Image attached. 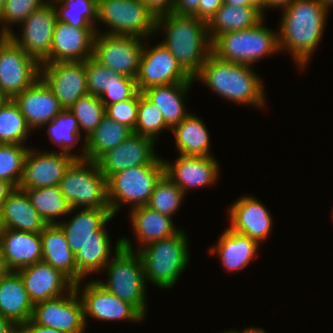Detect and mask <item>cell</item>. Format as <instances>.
<instances>
[{
    "label": "cell",
    "instance_id": "1",
    "mask_svg": "<svg viewBox=\"0 0 333 333\" xmlns=\"http://www.w3.org/2000/svg\"><path fill=\"white\" fill-rule=\"evenodd\" d=\"M282 11L280 51H289L295 65L305 69L322 39L329 12L319 0H295Z\"/></svg>",
    "mask_w": 333,
    "mask_h": 333
},
{
    "label": "cell",
    "instance_id": "2",
    "mask_svg": "<svg viewBox=\"0 0 333 333\" xmlns=\"http://www.w3.org/2000/svg\"><path fill=\"white\" fill-rule=\"evenodd\" d=\"M163 29L165 45L181 68L194 79L212 53L206 21L194 15L167 12L157 16L156 31ZM166 31V32H165Z\"/></svg>",
    "mask_w": 333,
    "mask_h": 333
},
{
    "label": "cell",
    "instance_id": "3",
    "mask_svg": "<svg viewBox=\"0 0 333 333\" xmlns=\"http://www.w3.org/2000/svg\"><path fill=\"white\" fill-rule=\"evenodd\" d=\"M251 67L221 60L211 53L194 79L204 82L227 101L264 108L266 96L263 82Z\"/></svg>",
    "mask_w": 333,
    "mask_h": 333
},
{
    "label": "cell",
    "instance_id": "4",
    "mask_svg": "<svg viewBox=\"0 0 333 333\" xmlns=\"http://www.w3.org/2000/svg\"><path fill=\"white\" fill-rule=\"evenodd\" d=\"M121 238L122 248L104 268L107 281H97L111 294L131 304L145 318L148 309L143 262L138 252L133 250L131 240Z\"/></svg>",
    "mask_w": 333,
    "mask_h": 333
},
{
    "label": "cell",
    "instance_id": "5",
    "mask_svg": "<svg viewBox=\"0 0 333 333\" xmlns=\"http://www.w3.org/2000/svg\"><path fill=\"white\" fill-rule=\"evenodd\" d=\"M186 231L156 242H152L138 250L146 282L150 281L159 288L169 289L186 270L189 264L188 237Z\"/></svg>",
    "mask_w": 333,
    "mask_h": 333
},
{
    "label": "cell",
    "instance_id": "6",
    "mask_svg": "<svg viewBox=\"0 0 333 333\" xmlns=\"http://www.w3.org/2000/svg\"><path fill=\"white\" fill-rule=\"evenodd\" d=\"M265 21L263 18L254 27L218 35L212 40V54L224 61L253 65L280 52L278 31L265 27Z\"/></svg>",
    "mask_w": 333,
    "mask_h": 333
},
{
    "label": "cell",
    "instance_id": "7",
    "mask_svg": "<svg viewBox=\"0 0 333 333\" xmlns=\"http://www.w3.org/2000/svg\"><path fill=\"white\" fill-rule=\"evenodd\" d=\"M71 208L110 209L107 179L97 162L75 159L59 184Z\"/></svg>",
    "mask_w": 333,
    "mask_h": 333
},
{
    "label": "cell",
    "instance_id": "8",
    "mask_svg": "<svg viewBox=\"0 0 333 333\" xmlns=\"http://www.w3.org/2000/svg\"><path fill=\"white\" fill-rule=\"evenodd\" d=\"M163 174L164 163L161 159L156 165L130 167L111 175L107 179V187L113 216L126 204L131 205V209L147 205L155 184Z\"/></svg>",
    "mask_w": 333,
    "mask_h": 333
},
{
    "label": "cell",
    "instance_id": "9",
    "mask_svg": "<svg viewBox=\"0 0 333 333\" xmlns=\"http://www.w3.org/2000/svg\"><path fill=\"white\" fill-rule=\"evenodd\" d=\"M97 6V22L109 26L105 34L148 39L157 33V16L142 0H97Z\"/></svg>",
    "mask_w": 333,
    "mask_h": 333
},
{
    "label": "cell",
    "instance_id": "10",
    "mask_svg": "<svg viewBox=\"0 0 333 333\" xmlns=\"http://www.w3.org/2000/svg\"><path fill=\"white\" fill-rule=\"evenodd\" d=\"M40 69L41 64L9 36H0V91L8 99L32 86L40 78Z\"/></svg>",
    "mask_w": 333,
    "mask_h": 333
},
{
    "label": "cell",
    "instance_id": "11",
    "mask_svg": "<svg viewBox=\"0 0 333 333\" xmlns=\"http://www.w3.org/2000/svg\"><path fill=\"white\" fill-rule=\"evenodd\" d=\"M145 39L131 35L105 34L97 31L93 57L118 74L136 78Z\"/></svg>",
    "mask_w": 333,
    "mask_h": 333
},
{
    "label": "cell",
    "instance_id": "12",
    "mask_svg": "<svg viewBox=\"0 0 333 333\" xmlns=\"http://www.w3.org/2000/svg\"><path fill=\"white\" fill-rule=\"evenodd\" d=\"M145 39L139 62V69L135 78L139 92L152 86L169 85L173 83H194L178 64L176 58L161 42L148 48Z\"/></svg>",
    "mask_w": 333,
    "mask_h": 333
},
{
    "label": "cell",
    "instance_id": "13",
    "mask_svg": "<svg viewBox=\"0 0 333 333\" xmlns=\"http://www.w3.org/2000/svg\"><path fill=\"white\" fill-rule=\"evenodd\" d=\"M65 295L36 303L31 320L64 333H85L84 308L78 292L73 287Z\"/></svg>",
    "mask_w": 333,
    "mask_h": 333
},
{
    "label": "cell",
    "instance_id": "14",
    "mask_svg": "<svg viewBox=\"0 0 333 333\" xmlns=\"http://www.w3.org/2000/svg\"><path fill=\"white\" fill-rule=\"evenodd\" d=\"M88 282L83 285L82 291L81 282L74 284L83 303L86 325L87 316L108 322L123 320L139 323L144 320V317L131 304L111 294L97 280Z\"/></svg>",
    "mask_w": 333,
    "mask_h": 333
},
{
    "label": "cell",
    "instance_id": "15",
    "mask_svg": "<svg viewBox=\"0 0 333 333\" xmlns=\"http://www.w3.org/2000/svg\"><path fill=\"white\" fill-rule=\"evenodd\" d=\"M56 21V9L53 2L48 0L20 24L22 26L20 37H18L19 35H16L14 31L9 37L19 45L26 54L34 57L42 64L48 58L51 50Z\"/></svg>",
    "mask_w": 333,
    "mask_h": 333
},
{
    "label": "cell",
    "instance_id": "16",
    "mask_svg": "<svg viewBox=\"0 0 333 333\" xmlns=\"http://www.w3.org/2000/svg\"><path fill=\"white\" fill-rule=\"evenodd\" d=\"M40 78L47 84L64 109L88 94L85 61L42 63Z\"/></svg>",
    "mask_w": 333,
    "mask_h": 333
},
{
    "label": "cell",
    "instance_id": "17",
    "mask_svg": "<svg viewBox=\"0 0 333 333\" xmlns=\"http://www.w3.org/2000/svg\"><path fill=\"white\" fill-rule=\"evenodd\" d=\"M36 151L32 147L27 151L18 185L21 190L59 185L66 169L76 159L60 151Z\"/></svg>",
    "mask_w": 333,
    "mask_h": 333
},
{
    "label": "cell",
    "instance_id": "18",
    "mask_svg": "<svg viewBox=\"0 0 333 333\" xmlns=\"http://www.w3.org/2000/svg\"><path fill=\"white\" fill-rule=\"evenodd\" d=\"M155 144L153 139L133 133L121 144L103 154L96 162L106 179L130 167L156 165L162 157L154 153Z\"/></svg>",
    "mask_w": 333,
    "mask_h": 333
},
{
    "label": "cell",
    "instance_id": "19",
    "mask_svg": "<svg viewBox=\"0 0 333 333\" xmlns=\"http://www.w3.org/2000/svg\"><path fill=\"white\" fill-rule=\"evenodd\" d=\"M110 209H85L58 226L63 230L71 251L76 255L88 242H111L106 225L113 219Z\"/></svg>",
    "mask_w": 333,
    "mask_h": 333
},
{
    "label": "cell",
    "instance_id": "20",
    "mask_svg": "<svg viewBox=\"0 0 333 333\" xmlns=\"http://www.w3.org/2000/svg\"><path fill=\"white\" fill-rule=\"evenodd\" d=\"M164 174L186 195L191 188L213 185L219 176V163L213 156L199 157L180 154L174 161L164 160Z\"/></svg>",
    "mask_w": 333,
    "mask_h": 333
},
{
    "label": "cell",
    "instance_id": "21",
    "mask_svg": "<svg viewBox=\"0 0 333 333\" xmlns=\"http://www.w3.org/2000/svg\"><path fill=\"white\" fill-rule=\"evenodd\" d=\"M95 28H77L56 21L51 50L43 63L85 61L93 56Z\"/></svg>",
    "mask_w": 333,
    "mask_h": 333
},
{
    "label": "cell",
    "instance_id": "22",
    "mask_svg": "<svg viewBox=\"0 0 333 333\" xmlns=\"http://www.w3.org/2000/svg\"><path fill=\"white\" fill-rule=\"evenodd\" d=\"M16 272L20 275L34 305L60 297L74 287V283L66 275L43 260Z\"/></svg>",
    "mask_w": 333,
    "mask_h": 333
},
{
    "label": "cell",
    "instance_id": "23",
    "mask_svg": "<svg viewBox=\"0 0 333 333\" xmlns=\"http://www.w3.org/2000/svg\"><path fill=\"white\" fill-rule=\"evenodd\" d=\"M41 234L2 228L0 258L5 271H17L42 261Z\"/></svg>",
    "mask_w": 333,
    "mask_h": 333
},
{
    "label": "cell",
    "instance_id": "24",
    "mask_svg": "<svg viewBox=\"0 0 333 333\" xmlns=\"http://www.w3.org/2000/svg\"><path fill=\"white\" fill-rule=\"evenodd\" d=\"M232 231L248 236L259 244L272 232V215L264 204L252 196L239 197L228 212Z\"/></svg>",
    "mask_w": 333,
    "mask_h": 333
},
{
    "label": "cell",
    "instance_id": "25",
    "mask_svg": "<svg viewBox=\"0 0 333 333\" xmlns=\"http://www.w3.org/2000/svg\"><path fill=\"white\" fill-rule=\"evenodd\" d=\"M31 130L45 127L64 108L47 84L39 78L32 86L13 98Z\"/></svg>",
    "mask_w": 333,
    "mask_h": 333
},
{
    "label": "cell",
    "instance_id": "26",
    "mask_svg": "<svg viewBox=\"0 0 333 333\" xmlns=\"http://www.w3.org/2000/svg\"><path fill=\"white\" fill-rule=\"evenodd\" d=\"M34 304L16 271H5L0 276V314L17 327L31 319Z\"/></svg>",
    "mask_w": 333,
    "mask_h": 333
},
{
    "label": "cell",
    "instance_id": "27",
    "mask_svg": "<svg viewBox=\"0 0 333 333\" xmlns=\"http://www.w3.org/2000/svg\"><path fill=\"white\" fill-rule=\"evenodd\" d=\"M2 228L41 233L48 225L34 209L24 190L15 188L0 208Z\"/></svg>",
    "mask_w": 333,
    "mask_h": 333
},
{
    "label": "cell",
    "instance_id": "28",
    "mask_svg": "<svg viewBox=\"0 0 333 333\" xmlns=\"http://www.w3.org/2000/svg\"><path fill=\"white\" fill-rule=\"evenodd\" d=\"M217 241L209 252L218 255L223 268L228 272L246 268L258 256L259 243L256 240L229 228L223 231Z\"/></svg>",
    "mask_w": 333,
    "mask_h": 333
},
{
    "label": "cell",
    "instance_id": "29",
    "mask_svg": "<svg viewBox=\"0 0 333 333\" xmlns=\"http://www.w3.org/2000/svg\"><path fill=\"white\" fill-rule=\"evenodd\" d=\"M132 230L139 249L144 246L177 234L181 229L174 226L170 216L152 210L148 206H138L130 210Z\"/></svg>",
    "mask_w": 333,
    "mask_h": 333
},
{
    "label": "cell",
    "instance_id": "30",
    "mask_svg": "<svg viewBox=\"0 0 333 333\" xmlns=\"http://www.w3.org/2000/svg\"><path fill=\"white\" fill-rule=\"evenodd\" d=\"M193 83H173L152 86L142 94L161 111L165 123L172 129L189 114L185 108V96Z\"/></svg>",
    "mask_w": 333,
    "mask_h": 333
},
{
    "label": "cell",
    "instance_id": "31",
    "mask_svg": "<svg viewBox=\"0 0 333 333\" xmlns=\"http://www.w3.org/2000/svg\"><path fill=\"white\" fill-rule=\"evenodd\" d=\"M42 260L77 283V264L65 233L58 225H48L41 233Z\"/></svg>",
    "mask_w": 333,
    "mask_h": 333
},
{
    "label": "cell",
    "instance_id": "32",
    "mask_svg": "<svg viewBox=\"0 0 333 333\" xmlns=\"http://www.w3.org/2000/svg\"><path fill=\"white\" fill-rule=\"evenodd\" d=\"M171 131L175 135L176 148L180 154L199 157L212 156L210 154V135L199 116L189 113Z\"/></svg>",
    "mask_w": 333,
    "mask_h": 333
},
{
    "label": "cell",
    "instance_id": "33",
    "mask_svg": "<svg viewBox=\"0 0 333 333\" xmlns=\"http://www.w3.org/2000/svg\"><path fill=\"white\" fill-rule=\"evenodd\" d=\"M254 6L223 3L207 23L210 40L226 32L240 31L257 25L264 17Z\"/></svg>",
    "mask_w": 333,
    "mask_h": 333
},
{
    "label": "cell",
    "instance_id": "34",
    "mask_svg": "<svg viewBox=\"0 0 333 333\" xmlns=\"http://www.w3.org/2000/svg\"><path fill=\"white\" fill-rule=\"evenodd\" d=\"M133 133L128 126L105 115L85 141V159L96 162L103 154L121 144Z\"/></svg>",
    "mask_w": 333,
    "mask_h": 333
},
{
    "label": "cell",
    "instance_id": "35",
    "mask_svg": "<svg viewBox=\"0 0 333 333\" xmlns=\"http://www.w3.org/2000/svg\"><path fill=\"white\" fill-rule=\"evenodd\" d=\"M32 206L47 225H58L56 218L70 215L76 208H71L61 192L60 186H47L36 189H25ZM57 220V221H56Z\"/></svg>",
    "mask_w": 333,
    "mask_h": 333
},
{
    "label": "cell",
    "instance_id": "36",
    "mask_svg": "<svg viewBox=\"0 0 333 333\" xmlns=\"http://www.w3.org/2000/svg\"><path fill=\"white\" fill-rule=\"evenodd\" d=\"M111 242H88L75 255L77 264V283L90 274L104 270L108 262L122 248V238L116 241L114 255H111ZM111 256V257H110Z\"/></svg>",
    "mask_w": 333,
    "mask_h": 333
},
{
    "label": "cell",
    "instance_id": "37",
    "mask_svg": "<svg viewBox=\"0 0 333 333\" xmlns=\"http://www.w3.org/2000/svg\"><path fill=\"white\" fill-rule=\"evenodd\" d=\"M57 21L77 28H95L97 33V0H51ZM96 26V27H95Z\"/></svg>",
    "mask_w": 333,
    "mask_h": 333
},
{
    "label": "cell",
    "instance_id": "38",
    "mask_svg": "<svg viewBox=\"0 0 333 333\" xmlns=\"http://www.w3.org/2000/svg\"><path fill=\"white\" fill-rule=\"evenodd\" d=\"M68 110L78 120L80 133L85 132L83 149L78 154V159H85V141L106 115L105 106L98 96L86 94L80 97Z\"/></svg>",
    "mask_w": 333,
    "mask_h": 333
},
{
    "label": "cell",
    "instance_id": "39",
    "mask_svg": "<svg viewBox=\"0 0 333 333\" xmlns=\"http://www.w3.org/2000/svg\"><path fill=\"white\" fill-rule=\"evenodd\" d=\"M31 131L17 104L8 99L0 108V144L25 145Z\"/></svg>",
    "mask_w": 333,
    "mask_h": 333
},
{
    "label": "cell",
    "instance_id": "40",
    "mask_svg": "<svg viewBox=\"0 0 333 333\" xmlns=\"http://www.w3.org/2000/svg\"><path fill=\"white\" fill-rule=\"evenodd\" d=\"M46 125L48 126L49 139L54 145L60 147V152L70 154L78 159V154H73L71 151L78 144L82 135L75 116L68 109H64Z\"/></svg>",
    "mask_w": 333,
    "mask_h": 333
},
{
    "label": "cell",
    "instance_id": "41",
    "mask_svg": "<svg viewBox=\"0 0 333 333\" xmlns=\"http://www.w3.org/2000/svg\"><path fill=\"white\" fill-rule=\"evenodd\" d=\"M185 194L167 175L163 174L155 184L146 206L172 218L179 210Z\"/></svg>",
    "mask_w": 333,
    "mask_h": 333
},
{
    "label": "cell",
    "instance_id": "42",
    "mask_svg": "<svg viewBox=\"0 0 333 333\" xmlns=\"http://www.w3.org/2000/svg\"><path fill=\"white\" fill-rule=\"evenodd\" d=\"M171 128L165 123L161 111L139 92V107L134 133L153 139L155 142L159 134Z\"/></svg>",
    "mask_w": 333,
    "mask_h": 333
},
{
    "label": "cell",
    "instance_id": "43",
    "mask_svg": "<svg viewBox=\"0 0 333 333\" xmlns=\"http://www.w3.org/2000/svg\"><path fill=\"white\" fill-rule=\"evenodd\" d=\"M29 148L20 144H0V179L18 187Z\"/></svg>",
    "mask_w": 333,
    "mask_h": 333
},
{
    "label": "cell",
    "instance_id": "44",
    "mask_svg": "<svg viewBox=\"0 0 333 333\" xmlns=\"http://www.w3.org/2000/svg\"><path fill=\"white\" fill-rule=\"evenodd\" d=\"M48 0H5L0 18V36H9L13 32V24H21Z\"/></svg>",
    "mask_w": 333,
    "mask_h": 333
},
{
    "label": "cell",
    "instance_id": "45",
    "mask_svg": "<svg viewBox=\"0 0 333 333\" xmlns=\"http://www.w3.org/2000/svg\"><path fill=\"white\" fill-rule=\"evenodd\" d=\"M88 94L100 96L113 83L117 74L99 63L93 56L85 60Z\"/></svg>",
    "mask_w": 333,
    "mask_h": 333
},
{
    "label": "cell",
    "instance_id": "46",
    "mask_svg": "<svg viewBox=\"0 0 333 333\" xmlns=\"http://www.w3.org/2000/svg\"><path fill=\"white\" fill-rule=\"evenodd\" d=\"M139 107V91L129 100L115 102L105 107V114L112 120L126 125L133 131L136 127Z\"/></svg>",
    "mask_w": 333,
    "mask_h": 333
},
{
    "label": "cell",
    "instance_id": "47",
    "mask_svg": "<svg viewBox=\"0 0 333 333\" xmlns=\"http://www.w3.org/2000/svg\"><path fill=\"white\" fill-rule=\"evenodd\" d=\"M138 92L134 78L116 74L113 83L104 91L99 98L106 107L115 102L131 99Z\"/></svg>",
    "mask_w": 333,
    "mask_h": 333
},
{
    "label": "cell",
    "instance_id": "48",
    "mask_svg": "<svg viewBox=\"0 0 333 333\" xmlns=\"http://www.w3.org/2000/svg\"><path fill=\"white\" fill-rule=\"evenodd\" d=\"M222 4L223 0H200L198 19L208 23Z\"/></svg>",
    "mask_w": 333,
    "mask_h": 333
},
{
    "label": "cell",
    "instance_id": "49",
    "mask_svg": "<svg viewBox=\"0 0 333 333\" xmlns=\"http://www.w3.org/2000/svg\"><path fill=\"white\" fill-rule=\"evenodd\" d=\"M200 0H175L172 12L180 15H194L198 18Z\"/></svg>",
    "mask_w": 333,
    "mask_h": 333
},
{
    "label": "cell",
    "instance_id": "50",
    "mask_svg": "<svg viewBox=\"0 0 333 333\" xmlns=\"http://www.w3.org/2000/svg\"><path fill=\"white\" fill-rule=\"evenodd\" d=\"M156 15L172 12L175 0H142Z\"/></svg>",
    "mask_w": 333,
    "mask_h": 333
},
{
    "label": "cell",
    "instance_id": "51",
    "mask_svg": "<svg viewBox=\"0 0 333 333\" xmlns=\"http://www.w3.org/2000/svg\"><path fill=\"white\" fill-rule=\"evenodd\" d=\"M17 333H64L53 328L43 327L31 319L17 327Z\"/></svg>",
    "mask_w": 333,
    "mask_h": 333
},
{
    "label": "cell",
    "instance_id": "52",
    "mask_svg": "<svg viewBox=\"0 0 333 333\" xmlns=\"http://www.w3.org/2000/svg\"><path fill=\"white\" fill-rule=\"evenodd\" d=\"M14 189L15 187L10 182L0 179V208Z\"/></svg>",
    "mask_w": 333,
    "mask_h": 333
},
{
    "label": "cell",
    "instance_id": "53",
    "mask_svg": "<svg viewBox=\"0 0 333 333\" xmlns=\"http://www.w3.org/2000/svg\"><path fill=\"white\" fill-rule=\"evenodd\" d=\"M0 333H17V326L0 314Z\"/></svg>",
    "mask_w": 333,
    "mask_h": 333
},
{
    "label": "cell",
    "instance_id": "54",
    "mask_svg": "<svg viewBox=\"0 0 333 333\" xmlns=\"http://www.w3.org/2000/svg\"><path fill=\"white\" fill-rule=\"evenodd\" d=\"M295 0H266V9L269 8H286L291 5Z\"/></svg>",
    "mask_w": 333,
    "mask_h": 333
},
{
    "label": "cell",
    "instance_id": "55",
    "mask_svg": "<svg viewBox=\"0 0 333 333\" xmlns=\"http://www.w3.org/2000/svg\"><path fill=\"white\" fill-rule=\"evenodd\" d=\"M249 3L254 6L257 10H259L263 15L266 10V0H248Z\"/></svg>",
    "mask_w": 333,
    "mask_h": 333
},
{
    "label": "cell",
    "instance_id": "56",
    "mask_svg": "<svg viewBox=\"0 0 333 333\" xmlns=\"http://www.w3.org/2000/svg\"><path fill=\"white\" fill-rule=\"evenodd\" d=\"M223 3L234 6H252L248 0H223Z\"/></svg>",
    "mask_w": 333,
    "mask_h": 333
},
{
    "label": "cell",
    "instance_id": "57",
    "mask_svg": "<svg viewBox=\"0 0 333 333\" xmlns=\"http://www.w3.org/2000/svg\"><path fill=\"white\" fill-rule=\"evenodd\" d=\"M244 333H266V331L259 327L257 328L250 327V328H245Z\"/></svg>",
    "mask_w": 333,
    "mask_h": 333
},
{
    "label": "cell",
    "instance_id": "58",
    "mask_svg": "<svg viewBox=\"0 0 333 333\" xmlns=\"http://www.w3.org/2000/svg\"><path fill=\"white\" fill-rule=\"evenodd\" d=\"M321 4L326 8V10H330L331 6L333 5V0H319Z\"/></svg>",
    "mask_w": 333,
    "mask_h": 333
},
{
    "label": "cell",
    "instance_id": "59",
    "mask_svg": "<svg viewBox=\"0 0 333 333\" xmlns=\"http://www.w3.org/2000/svg\"><path fill=\"white\" fill-rule=\"evenodd\" d=\"M8 101V98L0 91V108Z\"/></svg>",
    "mask_w": 333,
    "mask_h": 333
},
{
    "label": "cell",
    "instance_id": "60",
    "mask_svg": "<svg viewBox=\"0 0 333 333\" xmlns=\"http://www.w3.org/2000/svg\"><path fill=\"white\" fill-rule=\"evenodd\" d=\"M4 3H5V0H0V18H1L2 12H3Z\"/></svg>",
    "mask_w": 333,
    "mask_h": 333
},
{
    "label": "cell",
    "instance_id": "61",
    "mask_svg": "<svg viewBox=\"0 0 333 333\" xmlns=\"http://www.w3.org/2000/svg\"><path fill=\"white\" fill-rule=\"evenodd\" d=\"M5 272L4 268H3V265H2V261H1V258H0V276Z\"/></svg>",
    "mask_w": 333,
    "mask_h": 333
},
{
    "label": "cell",
    "instance_id": "62",
    "mask_svg": "<svg viewBox=\"0 0 333 333\" xmlns=\"http://www.w3.org/2000/svg\"><path fill=\"white\" fill-rule=\"evenodd\" d=\"M221 333H244V330L241 331V332H240V331H235V330H231V331H230V330H229V331L227 330V331H225V332H221Z\"/></svg>",
    "mask_w": 333,
    "mask_h": 333
}]
</instances>
